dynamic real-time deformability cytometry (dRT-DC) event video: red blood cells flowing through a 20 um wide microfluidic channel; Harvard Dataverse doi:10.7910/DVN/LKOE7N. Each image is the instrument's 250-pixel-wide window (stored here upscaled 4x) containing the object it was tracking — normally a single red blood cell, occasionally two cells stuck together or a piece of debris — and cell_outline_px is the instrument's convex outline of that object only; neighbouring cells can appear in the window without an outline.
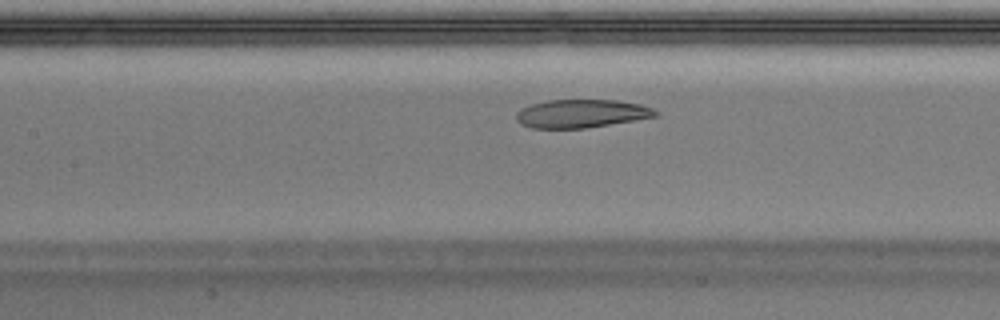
{"species": "Egyptian fruit bat (a non-hibernating species)", "species_latin": "Rousettus aegyptiacus", "temperature_condition": "warm", "stored_images_in_passage": 42, "camera_frame_rate_fps": 3000, "um_per_image_px": 0.085, "animal": {"sex": "male"}, "frame": {"image": 1, "passage_image": 15, "time_ms": 4.667, "image_size_px": [1000, 320], "cell_outline_px": [[660, 116], [584, 128], [532, 128], [520, 124], [516, 120], [516, 112], [520, 108], [532, 104], [548, 100], [616, 100], [640, 104], [652, 108], [660, 112]], "centroid_in_image_um": [49.42, 9.65], "position_along_channel_um": 158.0, "area_um2": 23.0}}
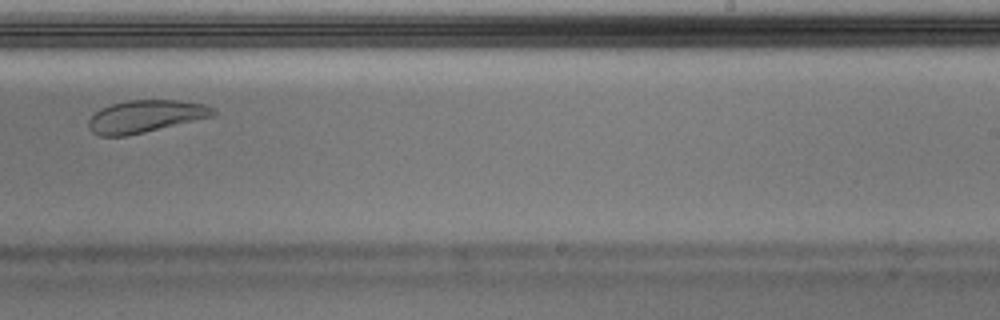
{"frame": {"image": 2, "passage_image": 24, "time_ms": 7.667, "image_size_px": [1000, 320], "cell_outline_px": [[216, 116], [128, 136], [100, 136], [92, 132], [88, 128], [88, 120], [100, 108], [108, 104], [128, 100], [180, 100], [204, 104], [212, 108], [216, 112]], "centroid_in_image_um": [12.36, 9.89], "position_along_channel_um": 276.6, "area_um2": 23.81}}
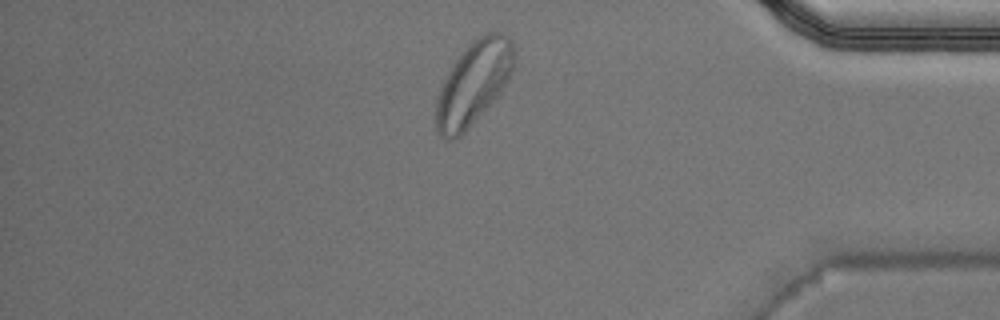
{"frame": {"image": 3, "passage_image": 35, "time_ms": 11.333, "image_size_px": [1000, 320], "cell_outline_px": [[516, 64], [508, 80], [500, 92], [468, 128], [456, 140], [448, 140], [440, 136], [436, 132], [436, 96], [448, 72], [456, 60], [468, 44], [472, 40], [488, 32], [500, 32], [508, 36], [512, 40], [516, 56]], "centroid_in_image_um": [40.26, 7.05], "position_along_channel_um": 394.9, "area_um2": 37.92}, "authors_computed_cell_mechanics": {"area_um2": 25.8077, "velocity_mm_per_s": 3.9709, "shape_relaxation_time_tau1_ms": 8.8862, "shape_relaxation_time_tau2_ms": 2.5365, "deformation_change_tau1": 0.2245, "deformation_change_tau2": 0.0928}}